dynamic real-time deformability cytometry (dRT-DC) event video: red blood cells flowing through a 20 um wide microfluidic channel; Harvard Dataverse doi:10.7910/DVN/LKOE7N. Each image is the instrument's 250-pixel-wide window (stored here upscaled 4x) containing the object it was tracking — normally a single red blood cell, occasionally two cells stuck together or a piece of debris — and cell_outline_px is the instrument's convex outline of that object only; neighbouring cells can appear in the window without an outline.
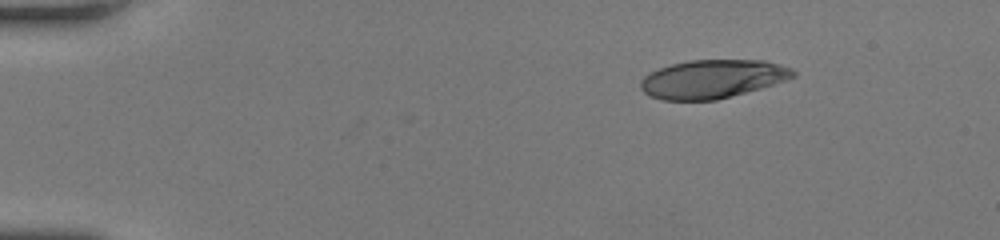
{"species": "human", "species_latin": "Homo sapiens", "temperature_condition": "room temperature", "stored_images_in_passage": 45, "camera_frame_rate_fps": 3000, "um_per_image_px": 0.085, "donor": {"sex": "female"}, "frame": {"image": 1, "passage_image": 1, "time_ms": 0.0, "image_size_px": [1000, 240], "cell_outline_px": [[796, 76], [760, 88], [716, 100], [664, 100], [652, 96], [644, 92], [640, 88], [640, 80], [644, 76], [660, 68], [672, 64], [688, 60], [764, 60], [780, 64], [792, 68], [796, 72]], "centroid_in_image_um": [60.56, 6.7], "position_along_channel_um": 24.4, "area_um2": 33.99}}
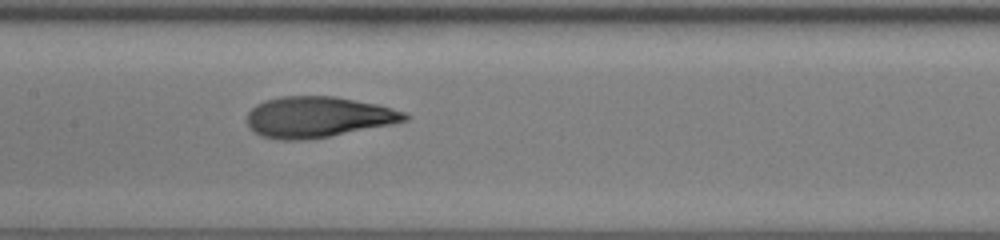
{"frame": {"image": 2, "passage_image": 20, "time_ms": 6.333, "image_size_px": [1000, 240], "cell_outline_px": [[408, 120], [392, 124], [328, 136], [304, 140], [280, 140], [260, 136], [248, 124], [248, 112], [256, 104], [264, 100], [284, 96], [332, 96], [380, 104], [404, 112], [408, 116]], "centroid_in_image_um": [27.03, 9.94], "position_along_channel_um": 180.4, "area_um2": 37.34}}
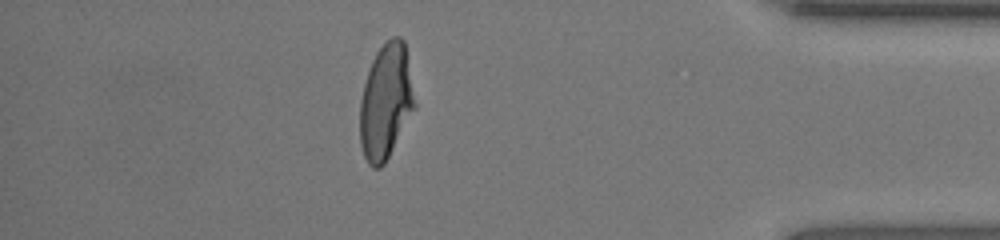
{"frame": {"image": 3, "passage_image": 39, "time_ms": 12.667, "image_size_px": [1000, 240], "cell_outline_px": [[416, 108], [384, 164], [380, 168], [372, 168], [368, 164], [364, 156], [360, 144], [360, 100], [368, 68], [376, 52], [392, 36], [400, 36], [404, 40], [416, 104]], "centroid_in_image_um": [32.79, 8.65], "position_along_channel_um": 402.4, "area_um2": 36.88}, "authors_computed_cell_mechanics": {"area_um2": 36.9342, "velocity_mm_per_s": 4.0458, "shape_relaxation_time_tau1_ms": 5.0584, "shape_relaxation_time_tau2_ms": 0.9002, "deformation_change_tau1": 0.2408, "deformation_change_tau2": 0.08}}